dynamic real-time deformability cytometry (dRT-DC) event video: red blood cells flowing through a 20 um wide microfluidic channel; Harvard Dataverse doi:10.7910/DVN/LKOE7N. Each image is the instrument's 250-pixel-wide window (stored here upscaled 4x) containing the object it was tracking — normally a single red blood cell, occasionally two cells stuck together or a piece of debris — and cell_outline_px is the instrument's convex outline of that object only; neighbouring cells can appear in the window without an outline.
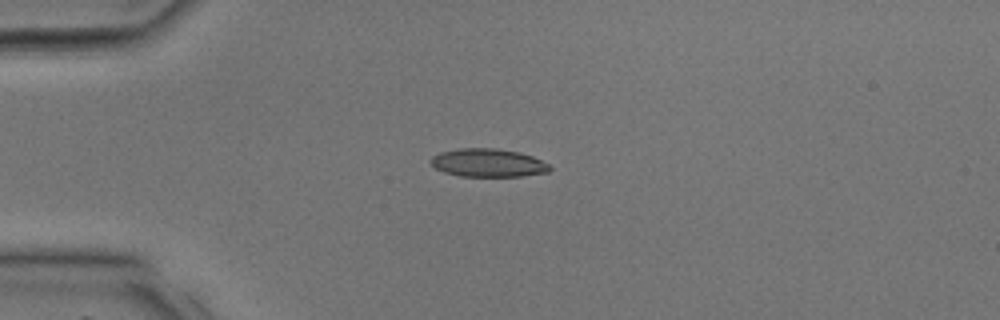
{"species": "common noctule bat (a hibernating species)", "species_latin": "Nyctalus noctula", "temperature_condition": "room temperature", "stored_images_in_passage": 34, "camera_frame_rate_fps": 3000, "um_per_image_px": 0.085, "animal": {"sex": "male", "body_mass_g": 17.9, "forearm_length_mm": 54.2}, "frame": {"image": 1, "passage_image": 8, "time_ms": 2.333, "image_size_px": [1000, 320], "cell_outline_px": [[552, 168], [548, 172], [520, 176], [460, 176], [444, 172], [436, 168], [428, 160], [432, 156], [440, 152], [460, 148], [496, 148], [520, 152], [532, 156], [548, 164]], "centroid_in_image_um": [41.47, 13.83], "position_along_channel_um": 43.5, "area_um2": 19.54}}
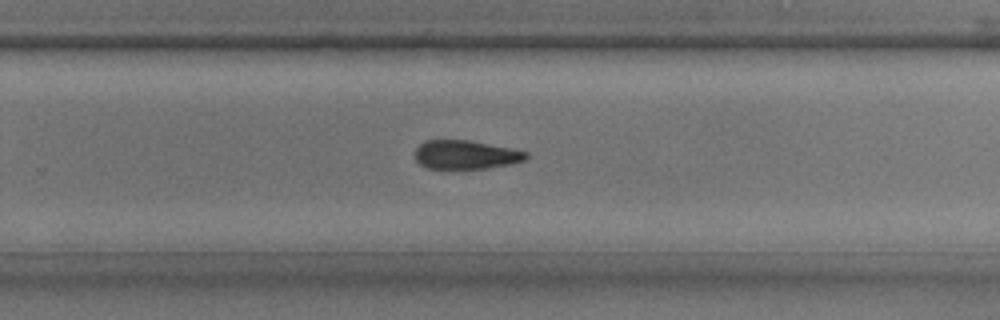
{"frame": {"image": 2, "passage_image": 22, "time_ms": 7.0, "image_size_px": [1000, 320], "cell_outline_px": [[528, 156], [524, 160], [508, 164], [484, 168], [428, 168], [420, 164], [416, 160], [416, 148], [424, 140], [468, 140], [528, 152]], "centroid_in_image_um": [39.55, 13.14], "position_along_channel_um": 290.3, "area_um2": 18.21}}
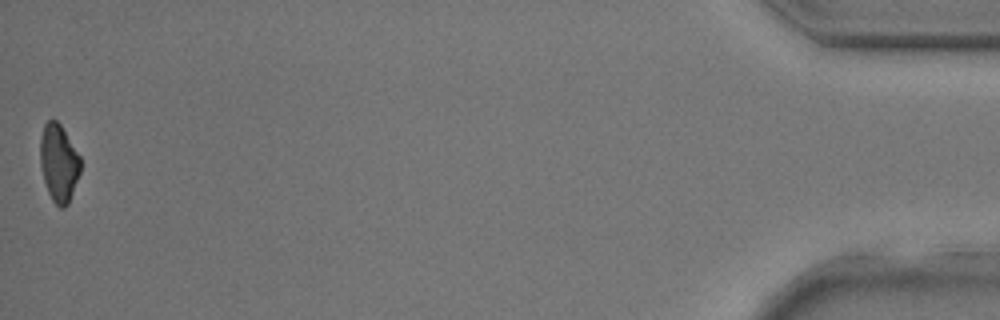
{"frame": {"image": 3, "passage_image": 34, "time_ms": 11.0, "image_size_px": [1000, 320], "cell_outline_px": [[80, 172], [68, 204], [64, 208], [60, 208], [52, 200], [48, 192], [44, 180], [40, 164], [40, 136], [44, 124], [48, 120], [56, 120], [60, 124], [80, 156]], "centroid_in_image_um": [4.98, 13.85], "position_along_channel_um": 430.2, "area_um2": 18.09}}